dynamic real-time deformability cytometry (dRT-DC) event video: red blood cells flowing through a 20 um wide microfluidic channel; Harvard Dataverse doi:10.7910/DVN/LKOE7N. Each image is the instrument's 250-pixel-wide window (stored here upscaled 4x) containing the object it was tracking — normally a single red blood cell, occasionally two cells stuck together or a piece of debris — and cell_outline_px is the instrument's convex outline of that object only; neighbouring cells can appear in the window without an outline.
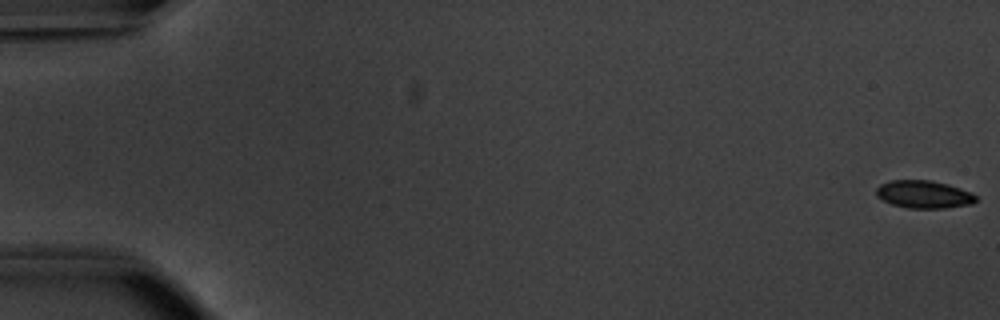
{"species": "common noctule bat (a hibernating species)", "species_latin": "Nyctalus noctula", "temperature_condition": "warm", "stored_images_in_passage": 10, "camera_frame_rate_fps": 3000, "um_per_image_px": 0.085, "animal": {"sex": "male", "body_mass_g": 20.1, "forearm_length_mm": 53.5}, "frame": {"image": 1, "passage_image": 1, "time_ms": 0.0, "image_size_px": [1000, 320], "cell_outline_px": [[976, 200], [972, 204], [944, 208], [908, 208], [892, 204], [876, 196], [876, 188], [880, 184], [888, 180], [932, 180], [948, 184], [972, 192], [976, 196]], "centroid_in_image_um": [78.52, 16.51], "position_along_channel_um": 6.5, "area_um2": 16.18}}